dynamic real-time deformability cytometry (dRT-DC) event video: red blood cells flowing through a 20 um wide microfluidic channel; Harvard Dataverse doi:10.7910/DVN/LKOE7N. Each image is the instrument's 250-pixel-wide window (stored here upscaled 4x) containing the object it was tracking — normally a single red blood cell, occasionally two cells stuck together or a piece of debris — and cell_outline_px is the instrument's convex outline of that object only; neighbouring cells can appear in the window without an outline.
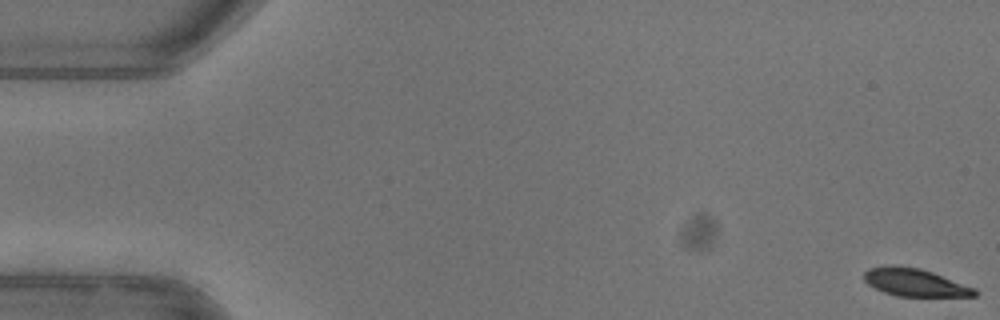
{"species": "common noctule bat (a hibernating species)", "species_latin": "Nyctalus noctula", "temperature_condition": "warm", "stored_images_in_passage": 53, "camera_frame_rate_fps": 3000, "um_per_image_px": 0.085, "animal": {"sex": "female"}, "frame": {"image": 1, "passage_image": 1, "time_ms": 0.0, "image_size_px": [1000, 320], "cell_outline_px": [[976, 296], [896, 296], [884, 292], [868, 284], [864, 280], [864, 272], [868, 268], [892, 264], [920, 268], [932, 272], [976, 288]], "centroid_in_image_um": [77.74, 23.99], "position_along_channel_um": 7.3, "area_um2": 17.86}}
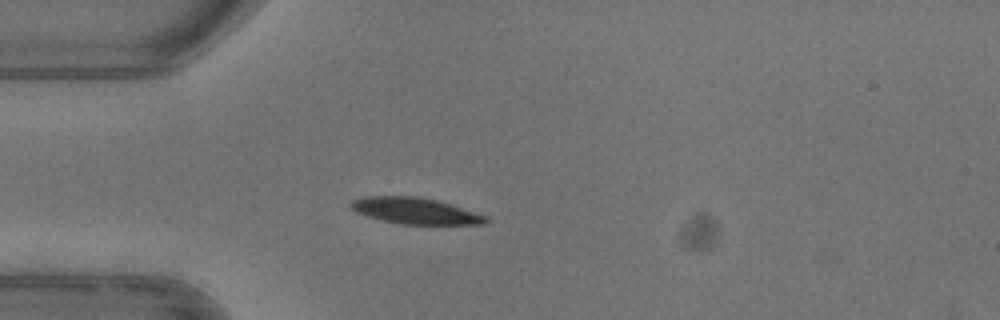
{"frame": {"image": 2, "passage_image": 15, "time_ms": 4.667, "image_size_px": [1000, 320], "cell_outline_px": [[488, 220], [484, 224], [400, 224], [368, 216], [356, 212], [348, 208], [348, 204], [352, 200], [364, 196], [416, 196], [436, 200], [488, 216]], "centroid_in_image_um": [35.24, 17.91], "position_along_channel_um": 49.8, "area_um2": 20.52}}
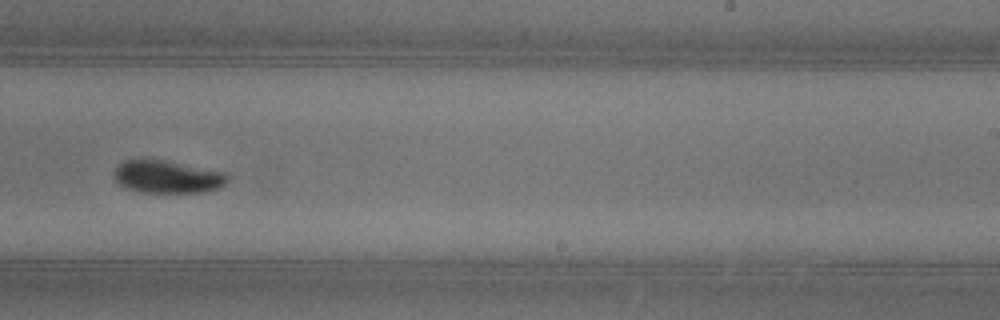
{"frame": {"image": 3, "passage_image": 33, "time_ms": 10.667, "image_size_px": [1000, 320], "cell_outline_px": [[228, 180], [220, 188], [204, 192], [140, 192], [128, 188], [120, 184], [112, 176], [112, 172], [124, 160], [164, 160], [228, 172]], "centroid_in_image_um": [14.26, 15.03], "position_along_channel_um": 274.7, "area_um2": 21.62}, "authors_computed_cell_mechanics": {"area_um2": 20.3456, "velocity_mm_per_s": 3.946, "shape_relaxation_time_tau1_ms": 2.5997, "shape_relaxation_time_tau2_ms": null, "deformation_change_tau1": 0.1498, "deformation_change_tau2": null}}